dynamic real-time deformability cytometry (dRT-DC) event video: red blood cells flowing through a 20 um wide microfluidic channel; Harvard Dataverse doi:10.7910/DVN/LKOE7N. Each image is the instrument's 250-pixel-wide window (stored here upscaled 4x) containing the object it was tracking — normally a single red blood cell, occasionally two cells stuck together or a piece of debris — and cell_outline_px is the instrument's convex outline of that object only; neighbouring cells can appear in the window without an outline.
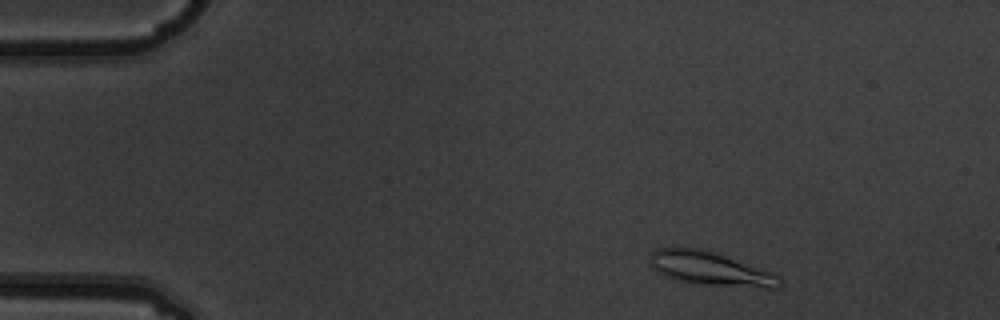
{"species": "common noctule bat (a hibernating species)", "species_latin": "Nyctalus noctula", "temperature_condition": "warm", "stored_images_in_passage": 4, "camera_frame_rate_fps": 3000, "um_per_image_px": 0.085, "animal": {"sex": "male", "body_mass_g": 19.5, "forearm_length_mm": 54.6}, "frame": {"image": 1, "passage_image": 2, "time_ms": 0.333, "image_size_px": [1000, 320], "cell_outline_px": [[780, 288], [768, 288], [708, 284], [680, 280], [668, 276], [660, 272], [652, 264], [652, 252], [656, 248], [700, 248], [716, 252], [772, 272], [780, 276]], "centroid_in_image_um": [60.46, 22.82], "position_along_channel_um": 24.5, "area_um2": 24.62}}